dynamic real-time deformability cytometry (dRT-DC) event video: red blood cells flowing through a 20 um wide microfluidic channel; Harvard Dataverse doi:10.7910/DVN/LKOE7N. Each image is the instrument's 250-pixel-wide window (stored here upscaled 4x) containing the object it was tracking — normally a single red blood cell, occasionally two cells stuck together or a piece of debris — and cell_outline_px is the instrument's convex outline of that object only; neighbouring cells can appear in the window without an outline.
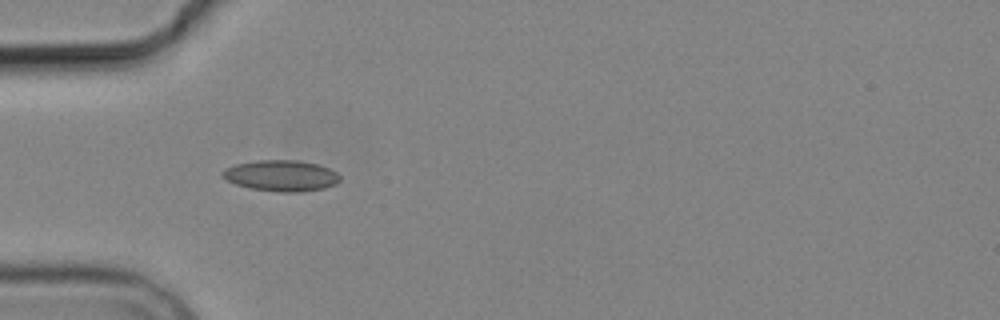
{"species": "common noctule bat (a hibernating species)", "species_latin": "Nyctalus noctula", "temperature_condition": "cold", "stored_images_in_passage": 5, "camera_frame_rate_fps": 3000, "um_per_image_px": 0.085, "animal": {"sex": "male", "body_mass_g": 19.2, "forearm_length_mm": 51.8}, "frame": {"image": 1, "passage_image": 4, "time_ms": 5.0, "image_size_px": [1000, 320], "cell_outline_px": [[340, 180], [336, 184], [324, 188], [300, 192], [280, 192], [252, 188], [236, 184], [220, 176], [220, 172], [224, 168], [236, 164], [256, 160], [296, 160], [316, 164], [328, 168], [336, 172], [340, 176]], "centroid_in_image_um": [23.88, 14.93], "position_along_channel_um": 61.1, "area_um2": 21.21}}
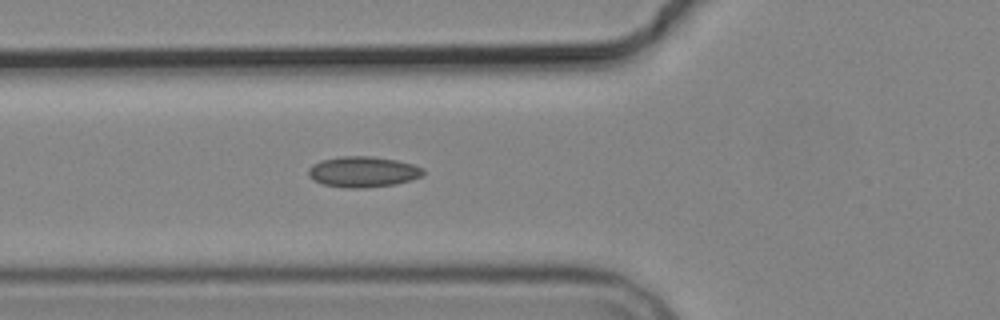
{"frame": {"image": 2, "passage_image": 5, "time_ms": 6.0, "image_size_px": [1000, 320], "cell_outline_px": [[424, 176], [396, 184], [364, 188], [348, 188], [324, 184], [312, 180], [308, 176], [308, 168], [312, 164], [320, 160], [340, 156], [372, 156], [396, 160], [412, 164], [424, 168]], "centroid_in_image_um": [30.84, 14.6], "position_along_channel_um": 95.0, "area_um2": 20.75}}